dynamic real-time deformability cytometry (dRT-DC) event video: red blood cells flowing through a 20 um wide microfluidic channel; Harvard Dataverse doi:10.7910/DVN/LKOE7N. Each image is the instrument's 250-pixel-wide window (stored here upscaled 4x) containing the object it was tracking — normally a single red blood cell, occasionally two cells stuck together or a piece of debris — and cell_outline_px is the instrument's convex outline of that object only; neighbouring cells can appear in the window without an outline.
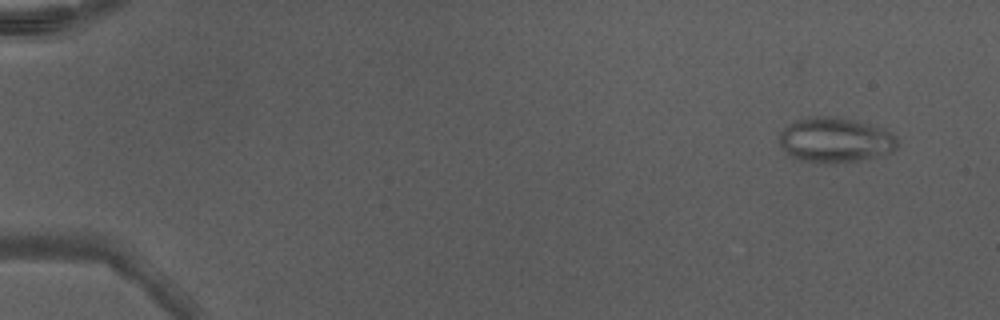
{"species": "Egyptian fruit bat (a non-hibernating species)", "species_latin": "Rousettus aegyptiacus", "temperature_condition": "warm", "stored_images_in_passage": 47, "camera_frame_rate_fps": 3000, "um_per_image_px": 0.085, "animal": {"sex": "male"}, "frame": {"image": 1, "passage_image": 2, "time_ms": 0.333, "image_size_px": [1000, 320], "cell_outline_px": [[896, 148], [892, 152], [856, 160], [832, 164], [824, 164], [800, 160], [792, 156], [780, 144], [780, 132], [784, 128], [796, 120], [808, 116], [832, 116], [852, 120], [888, 132], [896, 136]], "centroid_in_image_um": [70.93, 11.91], "position_along_channel_um": 14.1, "area_um2": 30.29}}
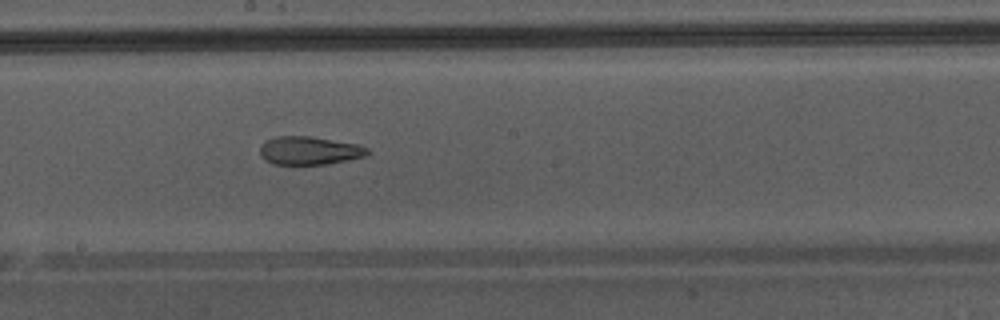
{"frame": {"image": 2, "passage_image": 27, "time_ms": 8.667, "image_size_px": [1000, 320], "cell_outline_px": [[368, 156], [324, 164], [272, 164], [264, 160], [260, 156], [260, 144], [276, 136], [312, 136], [356, 144], [368, 148]], "centroid_in_image_um": [26.26, 12.8], "position_along_channel_um": 221.9, "area_um2": 17.69}}
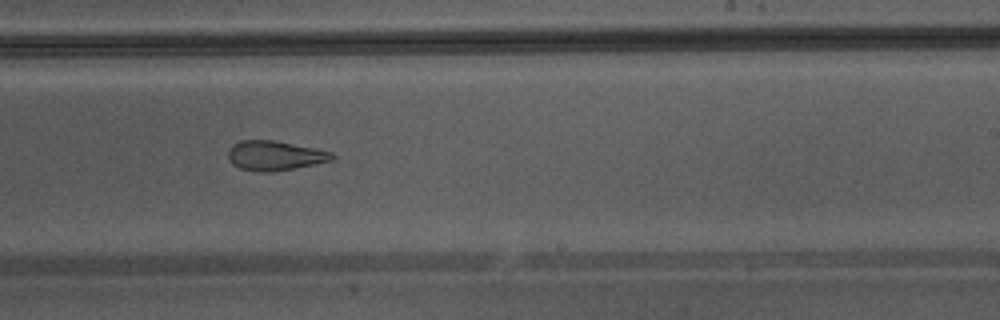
{"frame": {"image": 3, "passage_image": 30, "time_ms": 9.667, "image_size_px": [1000, 320], "cell_outline_px": [[336, 156], [332, 160], [272, 172], [260, 172], [240, 168], [232, 164], [228, 160], [228, 148], [232, 144], [240, 140], [272, 140], [332, 152]], "centroid_in_image_um": [23.29, 13.22], "position_along_channel_um": 265.7, "area_um2": 17.74}, "authors_computed_cell_mechanics": {"area_um2": 22.4842, "velocity_mm_per_s": 4.3864, "shape_relaxation_time_tau1_ms": null, "shape_relaxation_time_tau2_ms": 1.5991, "deformation_change_tau1": null, "deformation_change_tau2": 0.0938}}